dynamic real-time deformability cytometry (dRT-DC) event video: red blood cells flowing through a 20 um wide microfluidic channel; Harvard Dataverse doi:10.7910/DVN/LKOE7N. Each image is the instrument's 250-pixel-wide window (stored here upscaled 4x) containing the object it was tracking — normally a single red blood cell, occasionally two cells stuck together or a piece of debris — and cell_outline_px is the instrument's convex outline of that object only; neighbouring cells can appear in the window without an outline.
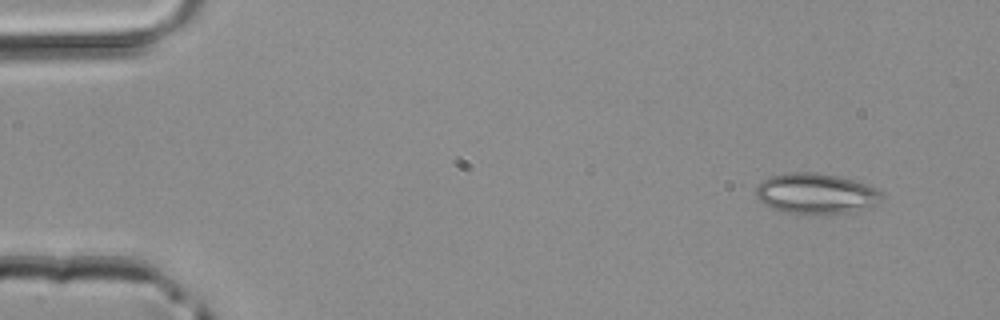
{"species": "common noctule bat (a hibernating species)", "species_latin": "Nyctalus noctula", "temperature_condition": "room temperature", "stored_images_in_passage": 4, "camera_frame_rate_fps": 3000, "um_per_image_px": 0.085, "animal": {"sex": "male", "body_mass_g": 20.4}, "frame": {"image": 1, "passage_image": 1, "time_ms": 0.0, "image_size_px": [1000, 320], "cell_outline_px": [[884, 196], [876, 204], [848, 212], [820, 216], [804, 216], [784, 212], [772, 208], [764, 204], [756, 196], [756, 188], [764, 180], [772, 176], [788, 172], [816, 172], [840, 176], [876, 188]], "centroid_in_image_um": [69.33, 16.48], "position_along_channel_um": 15.7, "area_um2": 30.06}}